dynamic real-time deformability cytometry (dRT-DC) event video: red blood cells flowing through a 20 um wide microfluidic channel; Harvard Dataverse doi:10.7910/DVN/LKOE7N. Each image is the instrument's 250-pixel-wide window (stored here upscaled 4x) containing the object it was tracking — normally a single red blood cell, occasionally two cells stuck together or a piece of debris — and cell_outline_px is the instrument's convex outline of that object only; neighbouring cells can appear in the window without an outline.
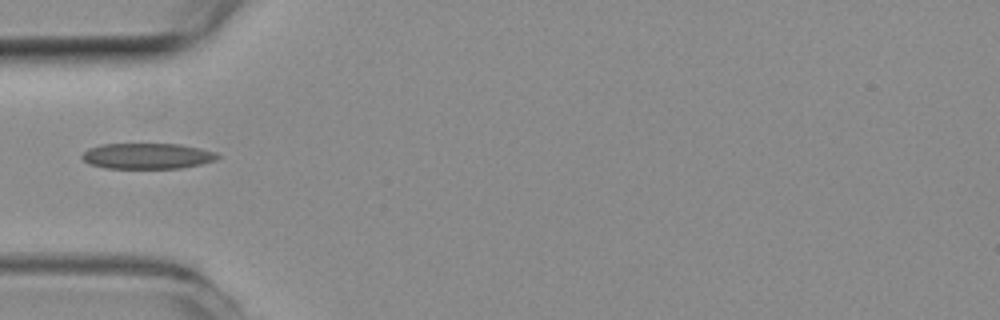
{"species": "common noctule bat (a hibernating species)", "species_latin": "Nyctalus noctula", "temperature_condition": "room temperature", "stored_images_in_passage": 5, "camera_frame_rate_fps": 3000, "um_per_image_px": 0.085, "animal": {"sex": "female", "body_mass_g": 19.3, "forearm_length_mm": 54.1}, "frame": {"image": 1, "passage_image": 1, "time_ms": 0.0, "image_size_px": [1000, 320], "cell_outline_px": [[220, 156], [216, 160], [200, 164], [180, 168], [104, 168], [88, 164], [80, 156], [88, 148], [100, 144], [180, 144], [200, 148], [216, 152]], "centroid_in_image_um": [12.49, 13.26], "position_along_channel_um": 72.5, "area_um2": 20.4}}
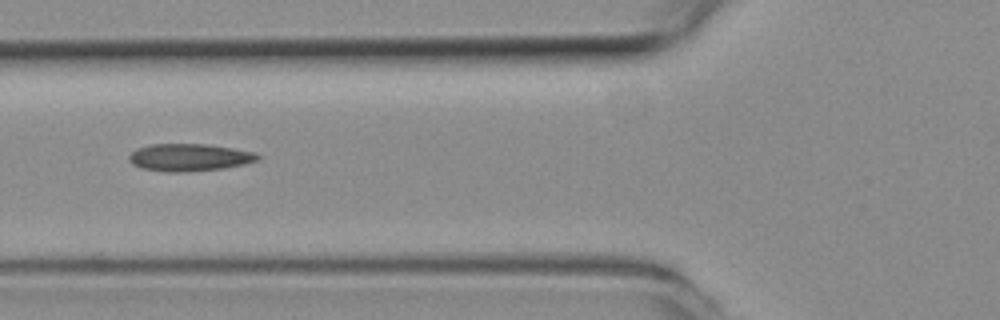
{"frame": {"image": 2, "passage_image": 4, "time_ms": 1.0, "image_size_px": [1000, 320], "cell_outline_px": [[260, 160], [244, 164], [224, 168], [184, 172], [164, 172], [140, 168], [132, 164], [128, 160], [128, 156], [136, 148], [148, 144], [208, 144], [256, 152], [260, 156]], "centroid_in_image_um": [16.07, 13.38], "position_along_channel_um": 109.7, "area_um2": 20.81}}